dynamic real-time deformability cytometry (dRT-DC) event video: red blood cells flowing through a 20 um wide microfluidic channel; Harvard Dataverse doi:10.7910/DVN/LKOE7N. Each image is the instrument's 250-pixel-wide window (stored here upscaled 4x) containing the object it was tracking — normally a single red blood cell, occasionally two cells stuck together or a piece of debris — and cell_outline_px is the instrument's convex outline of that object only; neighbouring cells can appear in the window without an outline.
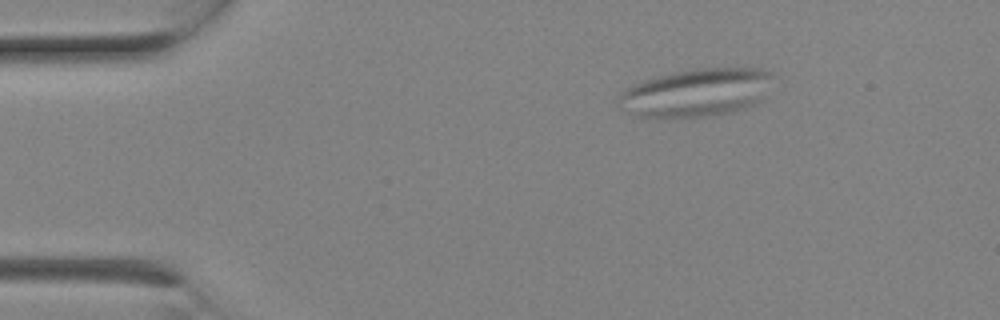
{"species": "Egyptian fruit bat (a non-hibernating species)", "species_latin": "Rousettus aegyptiacus", "temperature_condition": "room temperature", "stored_images_in_passage": 1, "camera_frame_rate_fps": 3000, "um_per_image_px": 0.085, "animal": {"sex": "female"}, "frame": {"image": 1, "passage_image": 1, "time_ms": 0.0, "image_size_px": [1000, 320], "cell_outline_px": [[772, 76], [764, 100], [756, 104], [736, 112], [712, 116], [636, 116], [620, 108], [616, 104], [616, 100], [620, 92], [624, 88], [644, 80], [672, 72], [696, 68], [764, 68], [772, 72]], "centroid_in_image_um": [59.21, 7.86], "position_along_channel_um": 25.8, "area_um2": 43.58}}